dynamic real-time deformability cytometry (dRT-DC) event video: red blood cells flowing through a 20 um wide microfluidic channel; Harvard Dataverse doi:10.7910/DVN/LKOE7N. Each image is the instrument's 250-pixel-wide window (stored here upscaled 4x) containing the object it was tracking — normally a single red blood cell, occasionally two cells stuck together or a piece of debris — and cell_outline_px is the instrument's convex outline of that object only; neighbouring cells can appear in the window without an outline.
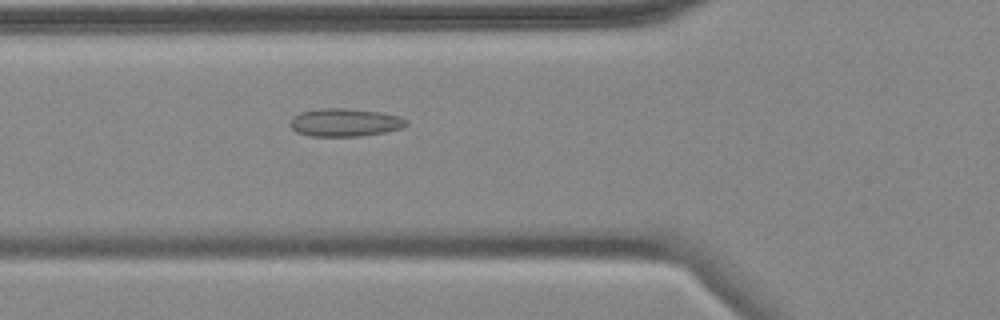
{"species": "common noctule bat (a hibernating species)", "species_latin": "Nyctalus noctula", "temperature_condition": "cold", "stored_images_in_passage": 5, "camera_frame_rate_fps": 3000, "um_per_image_px": 0.085, "animal": {"sex": "female", "body_mass_g": 18.4}, "frame": {"image": 1, "passage_image": 5, "time_ms": 5.0, "image_size_px": [1000, 320], "cell_outline_px": [[408, 124], [404, 128], [384, 132], [360, 136], [312, 136], [296, 132], [288, 124], [292, 116], [300, 112], [320, 108], [348, 108], [380, 112], [400, 116], [408, 120]], "centroid_in_image_um": [29.32, 10.4], "position_along_channel_um": 96.5, "area_um2": 19.19}}